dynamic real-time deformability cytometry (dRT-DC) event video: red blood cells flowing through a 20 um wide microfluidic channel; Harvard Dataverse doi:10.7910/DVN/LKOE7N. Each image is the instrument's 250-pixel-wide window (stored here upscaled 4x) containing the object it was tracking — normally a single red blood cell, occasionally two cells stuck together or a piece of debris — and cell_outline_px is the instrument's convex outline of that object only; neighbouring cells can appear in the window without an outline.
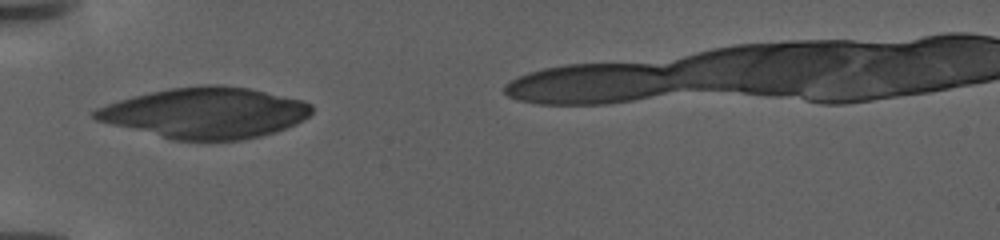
{"species": "human", "species_latin": "Homo sapiens", "temperature_condition": "warm", "stored_images_in_passage": 7, "camera_frame_rate_fps": 3000, "um_per_image_px": 0.085, "donor": {"sex": "female"}, "frame": {"image": 1, "passage_image": 1, "time_ms": 0.0, "image_size_px": [1000, 240], "cell_outline_px": [[312, 112], [308, 116], [296, 124], [276, 132], [244, 140], [172, 140], [96, 120], [92, 116], [92, 112], [96, 108], [132, 96], [172, 88], [204, 84], [220, 84], [248, 88], [304, 100], [312, 104]], "centroid_in_image_um": [17.49, 9.59], "position_along_channel_um": 67.5, "area_um2": 64.04}}